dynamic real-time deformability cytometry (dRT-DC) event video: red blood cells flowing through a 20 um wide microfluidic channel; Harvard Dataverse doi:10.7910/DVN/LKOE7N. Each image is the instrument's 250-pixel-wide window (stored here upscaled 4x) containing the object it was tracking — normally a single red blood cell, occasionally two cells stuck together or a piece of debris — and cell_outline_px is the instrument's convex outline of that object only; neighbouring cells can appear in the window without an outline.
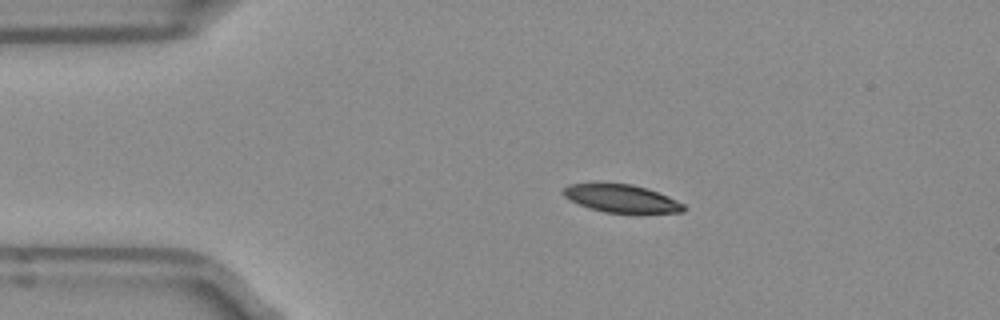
{"species": "Egyptian fruit bat (a non-hibernating species)", "species_latin": "Rousettus aegyptiacus", "temperature_condition": "room temperature", "stored_images_in_passage": 3, "camera_frame_rate_fps": 3000, "um_per_image_px": 0.085, "frame": {"image": 1, "passage_image": 2, "time_ms": 0.333, "image_size_px": [1000, 320], "cell_outline_px": [[684, 212], [604, 212], [588, 208], [564, 196], [560, 192], [568, 184], [596, 180], [600, 180], [632, 184], [648, 188], [668, 196], [684, 204]], "centroid_in_image_um": [52.72, 16.8], "position_along_channel_um": 32.3, "area_um2": 20.11}}